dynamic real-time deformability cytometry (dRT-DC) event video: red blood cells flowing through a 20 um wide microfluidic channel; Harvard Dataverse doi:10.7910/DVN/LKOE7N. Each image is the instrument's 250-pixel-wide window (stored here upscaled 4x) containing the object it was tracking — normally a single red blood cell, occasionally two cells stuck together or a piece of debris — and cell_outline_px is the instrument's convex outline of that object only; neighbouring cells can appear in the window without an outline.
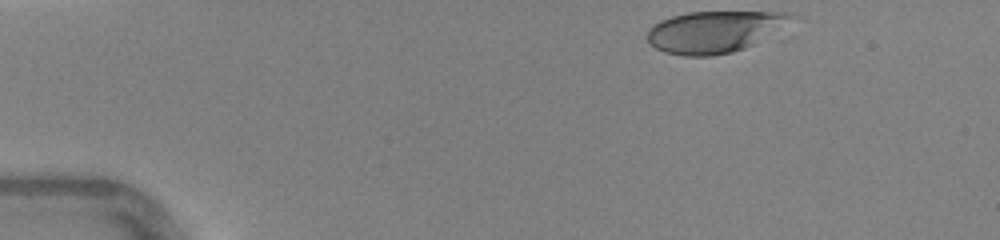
{"species": "human", "species_latin": "Homo sapiens", "temperature_condition": "warm", "stored_images_in_passage": 32, "camera_frame_rate_fps": 3000, "um_per_image_px": 0.085, "donor": {"sex": "female"}, "frame": {"image": 1, "passage_image": 1, "time_ms": 0.0, "image_size_px": [1000, 240], "cell_outline_px": [[800, 16], [752, 44], [744, 48], [732, 52], [712, 56], [684, 56], [664, 52], [656, 48], [648, 40], [648, 28], [652, 24], [660, 20], [672, 16], [688, 12], [792, 12]], "centroid_in_image_um": [60.71, 2.68], "position_along_channel_um": 24.3, "area_um2": 34.74}}
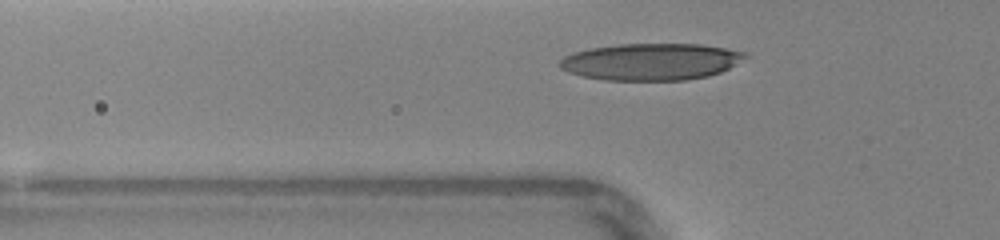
{"frame": {"image": 2, "passage_image": 10, "time_ms": 3.0, "image_size_px": [1000, 240], "cell_outline_px": [[748, 56], [728, 68], [720, 72], [708, 76], [684, 80], [604, 80], [580, 76], [568, 72], [560, 68], [560, 60], [564, 56], [572, 52], [592, 48], [616, 44], [700, 44], [748, 52]], "centroid_in_image_um": [55.31, 5.24], "position_along_channel_um": 70.5, "area_um2": 39.82}}
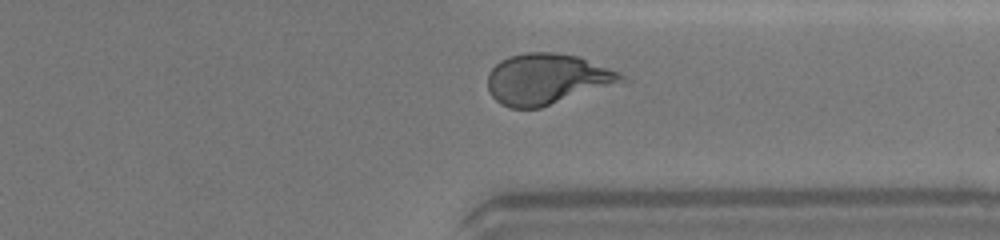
{"frame": {"image": 3, "passage_image": 30, "time_ms": 9.667, "image_size_px": [1000, 240], "cell_outline_px": [[624, 80], [540, 108], [512, 108], [500, 104], [492, 96], [488, 88], [488, 72], [500, 60], [508, 56], [524, 52], [552, 52], [580, 56], [620, 72], [624, 76]], "centroid_in_image_um": [46.43, 6.69], "position_along_channel_um": 365.0, "area_um2": 39.13}, "authors_computed_cell_mechanics": {"area_um2": 38.5526, "velocity_mm_per_s": 4.4227, "shape_relaxation_time_tau1_ms": 4.4794, "shape_relaxation_time_tau2_ms": null, "deformation_change_tau1": 0.2281, "deformation_change_tau2": null}}